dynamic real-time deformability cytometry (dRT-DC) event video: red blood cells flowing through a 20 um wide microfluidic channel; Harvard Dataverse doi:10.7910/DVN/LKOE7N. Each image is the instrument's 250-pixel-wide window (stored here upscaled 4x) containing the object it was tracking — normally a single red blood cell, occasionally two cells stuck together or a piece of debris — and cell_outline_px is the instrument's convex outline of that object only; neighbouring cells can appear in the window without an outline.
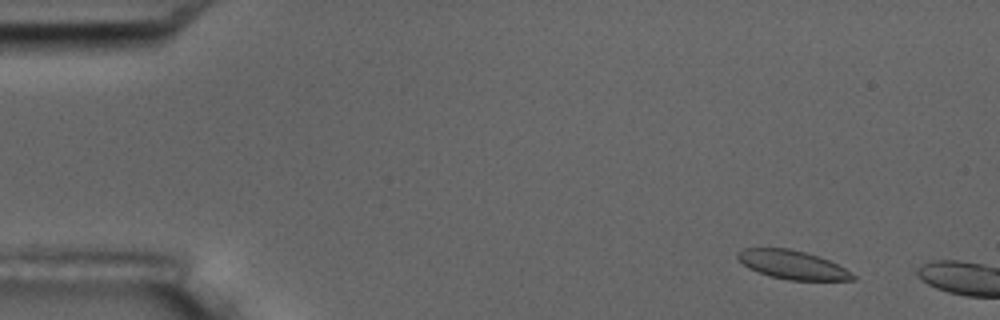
{"species": "common noctule bat (a hibernating species)", "species_latin": "Nyctalus noctula", "temperature_condition": "room temperature", "stored_images_in_passage": 3, "camera_frame_rate_fps": 3000, "um_per_image_px": 0.085, "animal": {"sex": "male", "body_mass_g": 17.5, "forearm_length_mm": 52.3}, "frame": {"image": 1, "passage_image": 2, "time_ms": 1.0, "image_size_px": [1000, 320], "cell_outline_px": [[856, 280], [788, 280], [768, 276], [748, 268], [736, 256], [736, 252], [744, 248], [788, 248], [820, 256], [852, 272], [856, 276]], "centroid_in_image_um": [67.35, 22.51], "position_along_channel_um": 17.6, "area_um2": 19.25}}